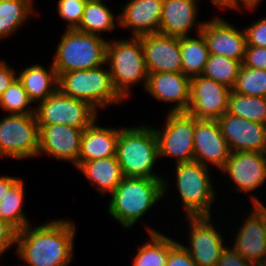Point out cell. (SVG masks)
<instances>
[{"label": "cell", "instance_id": "obj_10", "mask_svg": "<svg viewBox=\"0 0 266 266\" xmlns=\"http://www.w3.org/2000/svg\"><path fill=\"white\" fill-rule=\"evenodd\" d=\"M165 128L155 129L160 157H174L176 164L194 161L195 117L187 112H168Z\"/></svg>", "mask_w": 266, "mask_h": 266}, {"label": "cell", "instance_id": "obj_22", "mask_svg": "<svg viewBox=\"0 0 266 266\" xmlns=\"http://www.w3.org/2000/svg\"><path fill=\"white\" fill-rule=\"evenodd\" d=\"M197 7V0H163L158 33L180 38L190 35L193 27L198 28L196 33H201L204 22H196Z\"/></svg>", "mask_w": 266, "mask_h": 266}, {"label": "cell", "instance_id": "obj_9", "mask_svg": "<svg viewBox=\"0 0 266 266\" xmlns=\"http://www.w3.org/2000/svg\"><path fill=\"white\" fill-rule=\"evenodd\" d=\"M34 108L38 125L64 124L83 130L98 119V111L89 103L67 96L59 89Z\"/></svg>", "mask_w": 266, "mask_h": 266}, {"label": "cell", "instance_id": "obj_31", "mask_svg": "<svg viewBox=\"0 0 266 266\" xmlns=\"http://www.w3.org/2000/svg\"><path fill=\"white\" fill-rule=\"evenodd\" d=\"M227 112L266 125V98L241 95L231 90Z\"/></svg>", "mask_w": 266, "mask_h": 266}, {"label": "cell", "instance_id": "obj_37", "mask_svg": "<svg viewBox=\"0 0 266 266\" xmlns=\"http://www.w3.org/2000/svg\"><path fill=\"white\" fill-rule=\"evenodd\" d=\"M247 46L266 47V17L244 29Z\"/></svg>", "mask_w": 266, "mask_h": 266}, {"label": "cell", "instance_id": "obj_2", "mask_svg": "<svg viewBox=\"0 0 266 266\" xmlns=\"http://www.w3.org/2000/svg\"><path fill=\"white\" fill-rule=\"evenodd\" d=\"M165 178L124 177L111 194L108 213L123 228L132 227L168 189Z\"/></svg>", "mask_w": 266, "mask_h": 266}, {"label": "cell", "instance_id": "obj_19", "mask_svg": "<svg viewBox=\"0 0 266 266\" xmlns=\"http://www.w3.org/2000/svg\"><path fill=\"white\" fill-rule=\"evenodd\" d=\"M140 40L148 73L182 72L179 37L154 33Z\"/></svg>", "mask_w": 266, "mask_h": 266}, {"label": "cell", "instance_id": "obj_17", "mask_svg": "<svg viewBox=\"0 0 266 266\" xmlns=\"http://www.w3.org/2000/svg\"><path fill=\"white\" fill-rule=\"evenodd\" d=\"M194 161L221 169L231 155L217 120L197 119L194 131Z\"/></svg>", "mask_w": 266, "mask_h": 266}, {"label": "cell", "instance_id": "obj_15", "mask_svg": "<svg viewBox=\"0 0 266 266\" xmlns=\"http://www.w3.org/2000/svg\"><path fill=\"white\" fill-rule=\"evenodd\" d=\"M222 135L231 152L251 151L266 153V125L253 122L228 112L217 119Z\"/></svg>", "mask_w": 266, "mask_h": 266}, {"label": "cell", "instance_id": "obj_6", "mask_svg": "<svg viewBox=\"0 0 266 266\" xmlns=\"http://www.w3.org/2000/svg\"><path fill=\"white\" fill-rule=\"evenodd\" d=\"M58 89L67 96L86 101L97 111L124 101L114 89L109 69L102 66L62 73L58 77Z\"/></svg>", "mask_w": 266, "mask_h": 266}, {"label": "cell", "instance_id": "obj_8", "mask_svg": "<svg viewBox=\"0 0 266 266\" xmlns=\"http://www.w3.org/2000/svg\"><path fill=\"white\" fill-rule=\"evenodd\" d=\"M39 125L35 114H8L0 121V157L38 156Z\"/></svg>", "mask_w": 266, "mask_h": 266}, {"label": "cell", "instance_id": "obj_36", "mask_svg": "<svg viewBox=\"0 0 266 266\" xmlns=\"http://www.w3.org/2000/svg\"><path fill=\"white\" fill-rule=\"evenodd\" d=\"M166 266H198L179 241L169 238V255Z\"/></svg>", "mask_w": 266, "mask_h": 266}, {"label": "cell", "instance_id": "obj_24", "mask_svg": "<svg viewBox=\"0 0 266 266\" xmlns=\"http://www.w3.org/2000/svg\"><path fill=\"white\" fill-rule=\"evenodd\" d=\"M76 168L101 194H112L124 178L116 156L78 162Z\"/></svg>", "mask_w": 266, "mask_h": 266}, {"label": "cell", "instance_id": "obj_35", "mask_svg": "<svg viewBox=\"0 0 266 266\" xmlns=\"http://www.w3.org/2000/svg\"><path fill=\"white\" fill-rule=\"evenodd\" d=\"M87 0H58V14L68 23L66 29H76L81 22Z\"/></svg>", "mask_w": 266, "mask_h": 266}, {"label": "cell", "instance_id": "obj_34", "mask_svg": "<svg viewBox=\"0 0 266 266\" xmlns=\"http://www.w3.org/2000/svg\"><path fill=\"white\" fill-rule=\"evenodd\" d=\"M30 104L32 102L18 78L9 85L0 97V107L10 114H35V108L30 107Z\"/></svg>", "mask_w": 266, "mask_h": 266}, {"label": "cell", "instance_id": "obj_44", "mask_svg": "<svg viewBox=\"0 0 266 266\" xmlns=\"http://www.w3.org/2000/svg\"><path fill=\"white\" fill-rule=\"evenodd\" d=\"M260 1L262 0H236L238 8L241 10L242 8H240V4H243L249 10H254L256 6L260 3Z\"/></svg>", "mask_w": 266, "mask_h": 266}, {"label": "cell", "instance_id": "obj_45", "mask_svg": "<svg viewBox=\"0 0 266 266\" xmlns=\"http://www.w3.org/2000/svg\"><path fill=\"white\" fill-rule=\"evenodd\" d=\"M253 266H266V259L253 263Z\"/></svg>", "mask_w": 266, "mask_h": 266}, {"label": "cell", "instance_id": "obj_13", "mask_svg": "<svg viewBox=\"0 0 266 266\" xmlns=\"http://www.w3.org/2000/svg\"><path fill=\"white\" fill-rule=\"evenodd\" d=\"M253 210L235 234L233 248L247 261L255 263L266 259V207L251 195Z\"/></svg>", "mask_w": 266, "mask_h": 266}, {"label": "cell", "instance_id": "obj_27", "mask_svg": "<svg viewBox=\"0 0 266 266\" xmlns=\"http://www.w3.org/2000/svg\"><path fill=\"white\" fill-rule=\"evenodd\" d=\"M102 0H87L84 13L76 30L98 35L107 31H114L115 21H119V16L108 9Z\"/></svg>", "mask_w": 266, "mask_h": 266}, {"label": "cell", "instance_id": "obj_23", "mask_svg": "<svg viewBox=\"0 0 266 266\" xmlns=\"http://www.w3.org/2000/svg\"><path fill=\"white\" fill-rule=\"evenodd\" d=\"M96 121L83 129L78 162L116 156L120 129L101 127Z\"/></svg>", "mask_w": 266, "mask_h": 266}, {"label": "cell", "instance_id": "obj_25", "mask_svg": "<svg viewBox=\"0 0 266 266\" xmlns=\"http://www.w3.org/2000/svg\"><path fill=\"white\" fill-rule=\"evenodd\" d=\"M17 78L32 103L44 101L58 89V76L53 64L49 70L39 64L31 65L21 70Z\"/></svg>", "mask_w": 266, "mask_h": 266}, {"label": "cell", "instance_id": "obj_14", "mask_svg": "<svg viewBox=\"0 0 266 266\" xmlns=\"http://www.w3.org/2000/svg\"><path fill=\"white\" fill-rule=\"evenodd\" d=\"M228 174L233 181L236 191L252 192L265 184L266 153L251 151L231 152L226 164L220 169Z\"/></svg>", "mask_w": 266, "mask_h": 266}, {"label": "cell", "instance_id": "obj_42", "mask_svg": "<svg viewBox=\"0 0 266 266\" xmlns=\"http://www.w3.org/2000/svg\"><path fill=\"white\" fill-rule=\"evenodd\" d=\"M20 178L2 175L0 176V201L5 196L7 191L19 180Z\"/></svg>", "mask_w": 266, "mask_h": 266}, {"label": "cell", "instance_id": "obj_28", "mask_svg": "<svg viewBox=\"0 0 266 266\" xmlns=\"http://www.w3.org/2000/svg\"><path fill=\"white\" fill-rule=\"evenodd\" d=\"M34 12L32 0H0V39L16 32Z\"/></svg>", "mask_w": 266, "mask_h": 266}, {"label": "cell", "instance_id": "obj_4", "mask_svg": "<svg viewBox=\"0 0 266 266\" xmlns=\"http://www.w3.org/2000/svg\"><path fill=\"white\" fill-rule=\"evenodd\" d=\"M107 43L108 41L100 35L66 29L57 45L52 63L57 76L75 70L94 69L106 64Z\"/></svg>", "mask_w": 266, "mask_h": 266}, {"label": "cell", "instance_id": "obj_5", "mask_svg": "<svg viewBox=\"0 0 266 266\" xmlns=\"http://www.w3.org/2000/svg\"><path fill=\"white\" fill-rule=\"evenodd\" d=\"M106 64L109 66L112 84L118 94L126 100L131 85L144 81L145 89L148 79L140 37L127 40L108 41L106 46ZM140 81V82H139Z\"/></svg>", "mask_w": 266, "mask_h": 266}, {"label": "cell", "instance_id": "obj_40", "mask_svg": "<svg viewBox=\"0 0 266 266\" xmlns=\"http://www.w3.org/2000/svg\"><path fill=\"white\" fill-rule=\"evenodd\" d=\"M217 266H253V263L244 259L232 246H226L221 252Z\"/></svg>", "mask_w": 266, "mask_h": 266}, {"label": "cell", "instance_id": "obj_11", "mask_svg": "<svg viewBox=\"0 0 266 266\" xmlns=\"http://www.w3.org/2000/svg\"><path fill=\"white\" fill-rule=\"evenodd\" d=\"M230 92L226 85L203 75L192 77L186 112L197 119L217 120L227 112Z\"/></svg>", "mask_w": 266, "mask_h": 266}, {"label": "cell", "instance_id": "obj_12", "mask_svg": "<svg viewBox=\"0 0 266 266\" xmlns=\"http://www.w3.org/2000/svg\"><path fill=\"white\" fill-rule=\"evenodd\" d=\"M189 221V247L184 246L198 266H217L226 247L223 235L211 224L210 216L186 217Z\"/></svg>", "mask_w": 266, "mask_h": 266}, {"label": "cell", "instance_id": "obj_33", "mask_svg": "<svg viewBox=\"0 0 266 266\" xmlns=\"http://www.w3.org/2000/svg\"><path fill=\"white\" fill-rule=\"evenodd\" d=\"M232 91L247 96L266 98V70L241 65Z\"/></svg>", "mask_w": 266, "mask_h": 266}, {"label": "cell", "instance_id": "obj_3", "mask_svg": "<svg viewBox=\"0 0 266 266\" xmlns=\"http://www.w3.org/2000/svg\"><path fill=\"white\" fill-rule=\"evenodd\" d=\"M148 125L120 127L116 158L124 177L165 178L152 171L159 154L154 128Z\"/></svg>", "mask_w": 266, "mask_h": 266}, {"label": "cell", "instance_id": "obj_30", "mask_svg": "<svg viewBox=\"0 0 266 266\" xmlns=\"http://www.w3.org/2000/svg\"><path fill=\"white\" fill-rule=\"evenodd\" d=\"M24 195V183L20 178L0 201V218L7 221L17 231L30 225L22 212Z\"/></svg>", "mask_w": 266, "mask_h": 266}, {"label": "cell", "instance_id": "obj_29", "mask_svg": "<svg viewBox=\"0 0 266 266\" xmlns=\"http://www.w3.org/2000/svg\"><path fill=\"white\" fill-rule=\"evenodd\" d=\"M150 242H145L133 258L132 266H166L169 255V237L148 228Z\"/></svg>", "mask_w": 266, "mask_h": 266}, {"label": "cell", "instance_id": "obj_43", "mask_svg": "<svg viewBox=\"0 0 266 266\" xmlns=\"http://www.w3.org/2000/svg\"><path fill=\"white\" fill-rule=\"evenodd\" d=\"M211 3L214 4V6H217L218 8H231V9H237L240 10L237 6L236 0H210Z\"/></svg>", "mask_w": 266, "mask_h": 266}, {"label": "cell", "instance_id": "obj_32", "mask_svg": "<svg viewBox=\"0 0 266 266\" xmlns=\"http://www.w3.org/2000/svg\"><path fill=\"white\" fill-rule=\"evenodd\" d=\"M242 62L222 56L209 54L203 76L226 85L232 89L239 75Z\"/></svg>", "mask_w": 266, "mask_h": 266}, {"label": "cell", "instance_id": "obj_7", "mask_svg": "<svg viewBox=\"0 0 266 266\" xmlns=\"http://www.w3.org/2000/svg\"><path fill=\"white\" fill-rule=\"evenodd\" d=\"M176 188L182 199L186 217L212 216L215 191L209 176V166L196 161L175 164Z\"/></svg>", "mask_w": 266, "mask_h": 266}, {"label": "cell", "instance_id": "obj_18", "mask_svg": "<svg viewBox=\"0 0 266 266\" xmlns=\"http://www.w3.org/2000/svg\"><path fill=\"white\" fill-rule=\"evenodd\" d=\"M222 18L205 21L201 33L209 54L222 55L243 63L247 47L244 30H238Z\"/></svg>", "mask_w": 266, "mask_h": 266}, {"label": "cell", "instance_id": "obj_41", "mask_svg": "<svg viewBox=\"0 0 266 266\" xmlns=\"http://www.w3.org/2000/svg\"><path fill=\"white\" fill-rule=\"evenodd\" d=\"M16 78L15 70L7 65L5 61H0V97Z\"/></svg>", "mask_w": 266, "mask_h": 266}, {"label": "cell", "instance_id": "obj_26", "mask_svg": "<svg viewBox=\"0 0 266 266\" xmlns=\"http://www.w3.org/2000/svg\"><path fill=\"white\" fill-rule=\"evenodd\" d=\"M197 35V39L189 36L179 38L182 73L190 78L202 75L209 57L204 36L202 33Z\"/></svg>", "mask_w": 266, "mask_h": 266}, {"label": "cell", "instance_id": "obj_20", "mask_svg": "<svg viewBox=\"0 0 266 266\" xmlns=\"http://www.w3.org/2000/svg\"><path fill=\"white\" fill-rule=\"evenodd\" d=\"M191 78L182 72L148 73L145 91L162 102L174 103L169 112H186L190 103Z\"/></svg>", "mask_w": 266, "mask_h": 266}, {"label": "cell", "instance_id": "obj_1", "mask_svg": "<svg viewBox=\"0 0 266 266\" xmlns=\"http://www.w3.org/2000/svg\"><path fill=\"white\" fill-rule=\"evenodd\" d=\"M17 231L16 253L24 266H67L73 259L76 226L66 219L50 220Z\"/></svg>", "mask_w": 266, "mask_h": 266}, {"label": "cell", "instance_id": "obj_16", "mask_svg": "<svg viewBox=\"0 0 266 266\" xmlns=\"http://www.w3.org/2000/svg\"><path fill=\"white\" fill-rule=\"evenodd\" d=\"M82 133V129L64 124L39 125L38 156L47 153L77 166Z\"/></svg>", "mask_w": 266, "mask_h": 266}, {"label": "cell", "instance_id": "obj_21", "mask_svg": "<svg viewBox=\"0 0 266 266\" xmlns=\"http://www.w3.org/2000/svg\"><path fill=\"white\" fill-rule=\"evenodd\" d=\"M123 7L117 24L130 28L133 37L159 32L163 0H130Z\"/></svg>", "mask_w": 266, "mask_h": 266}, {"label": "cell", "instance_id": "obj_39", "mask_svg": "<svg viewBox=\"0 0 266 266\" xmlns=\"http://www.w3.org/2000/svg\"><path fill=\"white\" fill-rule=\"evenodd\" d=\"M17 230L7 221L0 218V257L16 244Z\"/></svg>", "mask_w": 266, "mask_h": 266}, {"label": "cell", "instance_id": "obj_38", "mask_svg": "<svg viewBox=\"0 0 266 266\" xmlns=\"http://www.w3.org/2000/svg\"><path fill=\"white\" fill-rule=\"evenodd\" d=\"M242 64L250 68L266 70V47L247 46Z\"/></svg>", "mask_w": 266, "mask_h": 266}]
</instances>
